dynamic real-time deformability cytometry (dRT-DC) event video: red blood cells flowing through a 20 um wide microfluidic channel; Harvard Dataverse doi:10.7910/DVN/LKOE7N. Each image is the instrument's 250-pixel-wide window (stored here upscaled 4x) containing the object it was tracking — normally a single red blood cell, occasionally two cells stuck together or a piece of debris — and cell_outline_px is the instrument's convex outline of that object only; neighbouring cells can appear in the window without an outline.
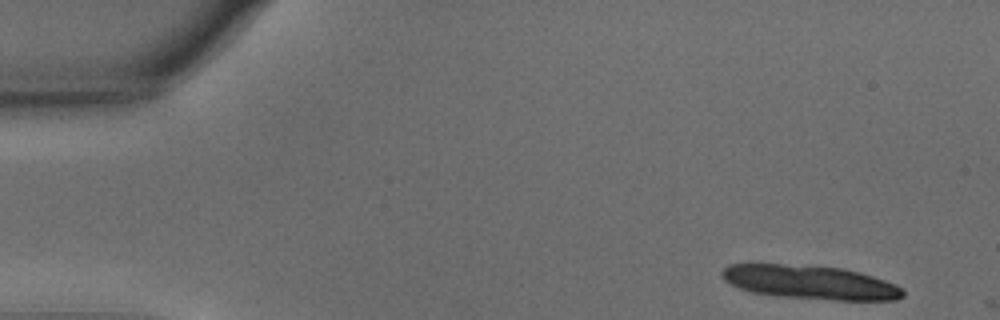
{"species": "common noctule bat (a hibernating species)", "species_latin": "Nyctalus noctula", "temperature_condition": "warm", "stored_images_in_passage": 11, "camera_frame_rate_fps": 3000, "um_per_image_px": 0.085, "animal": {"sex": "male", "body_mass_g": 15.6}, "frame": {"image": 1, "passage_image": 2, "time_ms": 0.333, "image_size_px": [1000, 320], "cell_outline_px": [[904, 296], [896, 300], [836, 300], [776, 296], [752, 292], [740, 288], [724, 280], [720, 272], [728, 264], [780, 264], [844, 268], [860, 272], [896, 284], [904, 292]], "centroid_in_image_um": [68.86, 24.0], "position_along_channel_um": 16.1, "area_um2": 35.55}}